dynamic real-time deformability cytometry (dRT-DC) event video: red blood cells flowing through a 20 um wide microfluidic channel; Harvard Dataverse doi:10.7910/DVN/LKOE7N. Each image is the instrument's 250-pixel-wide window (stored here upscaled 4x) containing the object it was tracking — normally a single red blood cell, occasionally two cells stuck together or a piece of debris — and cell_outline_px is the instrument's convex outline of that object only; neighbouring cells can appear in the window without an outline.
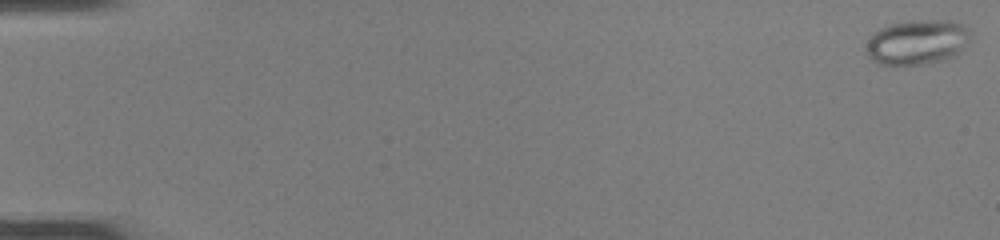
{"species": "common noctule bat (a hibernating species)", "species_latin": "Nyctalus noctula", "temperature_condition": "room temperature", "stored_images_in_passage": 8, "camera_frame_rate_fps": 3000, "um_per_image_px": 0.085, "animal": {"sex": "female", "body_mass_g": 22.0, "forearm_length_mm": 56.7}, "frame": {"image": 1, "passage_image": 1, "time_ms": 0.0, "image_size_px": [1000, 240], "cell_outline_px": [[972, 32], [968, 40], [956, 56], [948, 60], [920, 64], [880, 64], [872, 60], [868, 56], [868, 40], [872, 32], [880, 28], [892, 24], [908, 20], [952, 20], [964, 24]], "centroid_in_image_um": [78.01, 3.56], "position_along_channel_um": 7.0, "area_um2": 27.4}}